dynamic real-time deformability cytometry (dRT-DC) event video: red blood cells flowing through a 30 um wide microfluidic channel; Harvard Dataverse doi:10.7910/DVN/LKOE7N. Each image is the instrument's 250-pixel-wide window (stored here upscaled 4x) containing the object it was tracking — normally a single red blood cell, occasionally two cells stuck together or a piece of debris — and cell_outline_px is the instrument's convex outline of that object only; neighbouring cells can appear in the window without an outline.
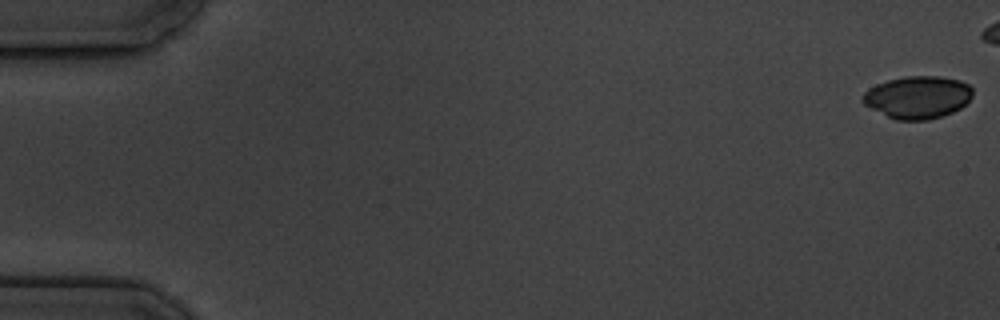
{"species": "common noctule bat (a hibernating species)", "species_latin": "Nyctalus noctula", "temperature_condition": "cold", "stored_images_in_passage": 4, "camera_frame_rate_fps": 3000, "um_per_image_px": 0.085, "animal": {"sex": "male", "body_mass_g": 19.5, "forearm_length_mm": 54.6}, "frame": {"image": 1, "passage_image": 1, "time_ms": 0.0, "image_size_px": [1000, 320], "cell_outline_px": [[972, 96], [960, 108], [952, 112], [928, 120], [896, 120], [864, 104], [860, 100], [860, 96], [868, 88], [876, 84], [888, 80], [904, 76], [940, 76], [960, 80], [968, 84], [972, 88]], "centroid_in_image_um": [77.98, 8.25], "position_along_channel_um": 7.0, "area_um2": 27.22}}